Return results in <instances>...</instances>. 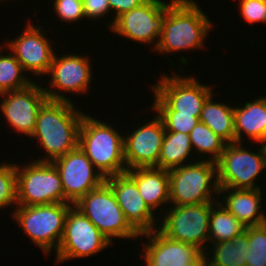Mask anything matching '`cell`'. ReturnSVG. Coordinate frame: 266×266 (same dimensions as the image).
Here are the masks:
<instances>
[{
  "instance_id": "28",
  "label": "cell",
  "mask_w": 266,
  "mask_h": 266,
  "mask_svg": "<svg viewBox=\"0 0 266 266\" xmlns=\"http://www.w3.org/2000/svg\"><path fill=\"white\" fill-rule=\"evenodd\" d=\"M23 71V67L13 54H0V94L20 90L33 83L34 81H30L31 78L22 74Z\"/></svg>"
},
{
  "instance_id": "29",
  "label": "cell",
  "mask_w": 266,
  "mask_h": 266,
  "mask_svg": "<svg viewBox=\"0 0 266 266\" xmlns=\"http://www.w3.org/2000/svg\"><path fill=\"white\" fill-rule=\"evenodd\" d=\"M247 266H266V223L248 227Z\"/></svg>"
},
{
  "instance_id": "31",
  "label": "cell",
  "mask_w": 266,
  "mask_h": 266,
  "mask_svg": "<svg viewBox=\"0 0 266 266\" xmlns=\"http://www.w3.org/2000/svg\"><path fill=\"white\" fill-rule=\"evenodd\" d=\"M165 131L188 134L200 121V114H178V111H156Z\"/></svg>"
},
{
  "instance_id": "23",
  "label": "cell",
  "mask_w": 266,
  "mask_h": 266,
  "mask_svg": "<svg viewBox=\"0 0 266 266\" xmlns=\"http://www.w3.org/2000/svg\"><path fill=\"white\" fill-rule=\"evenodd\" d=\"M213 93L204 102L199 120L227 144L235 143L234 107L212 101Z\"/></svg>"
},
{
  "instance_id": "16",
  "label": "cell",
  "mask_w": 266,
  "mask_h": 266,
  "mask_svg": "<svg viewBox=\"0 0 266 266\" xmlns=\"http://www.w3.org/2000/svg\"><path fill=\"white\" fill-rule=\"evenodd\" d=\"M146 123L132 131L131 135L124 136V157L127 170L157 168L165 128L158 115L151 122Z\"/></svg>"
},
{
  "instance_id": "18",
  "label": "cell",
  "mask_w": 266,
  "mask_h": 266,
  "mask_svg": "<svg viewBox=\"0 0 266 266\" xmlns=\"http://www.w3.org/2000/svg\"><path fill=\"white\" fill-rule=\"evenodd\" d=\"M105 182L113 190L127 221L139 234L158 229L154 212L145 203L135 181L127 173L107 177Z\"/></svg>"
},
{
  "instance_id": "25",
  "label": "cell",
  "mask_w": 266,
  "mask_h": 266,
  "mask_svg": "<svg viewBox=\"0 0 266 266\" xmlns=\"http://www.w3.org/2000/svg\"><path fill=\"white\" fill-rule=\"evenodd\" d=\"M192 149L188 134L165 131L157 168L171 170L185 165Z\"/></svg>"
},
{
  "instance_id": "5",
  "label": "cell",
  "mask_w": 266,
  "mask_h": 266,
  "mask_svg": "<svg viewBox=\"0 0 266 266\" xmlns=\"http://www.w3.org/2000/svg\"><path fill=\"white\" fill-rule=\"evenodd\" d=\"M72 206L71 203L18 205L12 216L30 240L47 255L52 249L57 251L64 233L67 213Z\"/></svg>"
},
{
  "instance_id": "35",
  "label": "cell",
  "mask_w": 266,
  "mask_h": 266,
  "mask_svg": "<svg viewBox=\"0 0 266 266\" xmlns=\"http://www.w3.org/2000/svg\"><path fill=\"white\" fill-rule=\"evenodd\" d=\"M110 10L113 12L116 11L115 17L112 20V23H110V28L114 23V20L120 16L121 14L130 11L131 9H134L135 7L140 6L143 4L146 0H108Z\"/></svg>"
},
{
  "instance_id": "6",
  "label": "cell",
  "mask_w": 266,
  "mask_h": 266,
  "mask_svg": "<svg viewBox=\"0 0 266 266\" xmlns=\"http://www.w3.org/2000/svg\"><path fill=\"white\" fill-rule=\"evenodd\" d=\"M111 242L112 238H135L140 234L129 224L111 187L104 182L74 205Z\"/></svg>"
},
{
  "instance_id": "20",
  "label": "cell",
  "mask_w": 266,
  "mask_h": 266,
  "mask_svg": "<svg viewBox=\"0 0 266 266\" xmlns=\"http://www.w3.org/2000/svg\"><path fill=\"white\" fill-rule=\"evenodd\" d=\"M261 189L219 188V195H227L220 203L246 227L265 224L266 215L260 208Z\"/></svg>"
},
{
  "instance_id": "24",
  "label": "cell",
  "mask_w": 266,
  "mask_h": 266,
  "mask_svg": "<svg viewBox=\"0 0 266 266\" xmlns=\"http://www.w3.org/2000/svg\"><path fill=\"white\" fill-rule=\"evenodd\" d=\"M212 245V257L207 252L204 253L208 266H247L248 227L232 240L212 242Z\"/></svg>"
},
{
  "instance_id": "9",
  "label": "cell",
  "mask_w": 266,
  "mask_h": 266,
  "mask_svg": "<svg viewBox=\"0 0 266 266\" xmlns=\"http://www.w3.org/2000/svg\"><path fill=\"white\" fill-rule=\"evenodd\" d=\"M216 202L168 207L158 230L166 237L187 243L205 253L209 242V217ZM171 209V210H170ZM204 245V246H202Z\"/></svg>"
},
{
  "instance_id": "12",
  "label": "cell",
  "mask_w": 266,
  "mask_h": 266,
  "mask_svg": "<svg viewBox=\"0 0 266 266\" xmlns=\"http://www.w3.org/2000/svg\"><path fill=\"white\" fill-rule=\"evenodd\" d=\"M168 2L146 0L143 4L118 16L111 26L112 32L134 42L153 44L156 48L167 15ZM158 39V40H157Z\"/></svg>"
},
{
  "instance_id": "7",
  "label": "cell",
  "mask_w": 266,
  "mask_h": 266,
  "mask_svg": "<svg viewBox=\"0 0 266 266\" xmlns=\"http://www.w3.org/2000/svg\"><path fill=\"white\" fill-rule=\"evenodd\" d=\"M17 171V205L34 206L54 203H68L64 197L62 181L52 162H40L34 159L31 164Z\"/></svg>"
},
{
  "instance_id": "33",
  "label": "cell",
  "mask_w": 266,
  "mask_h": 266,
  "mask_svg": "<svg viewBox=\"0 0 266 266\" xmlns=\"http://www.w3.org/2000/svg\"><path fill=\"white\" fill-rule=\"evenodd\" d=\"M239 9L247 23H266V0H241Z\"/></svg>"
},
{
  "instance_id": "1",
  "label": "cell",
  "mask_w": 266,
  "mask_h": 266,
  "mask_svg": "<svg viewBox=\"0 0 266 266\" xmlns=\"http://www.w3.org/2000/svg\"><path fill=\"white\" fill-rule=\"evenodd\" d=\"M75 108L73 102L53 100L41 106L31 138L38 139L48 155L36 161L52 162L78 146L85 113Z\"/></svg>"
},
{
  "instance_id": "10",
  "label": "cell",
  "mask_w": 266,
  "mask_h": 266,
  "mask_svg": "<svg viewBox=\"0 0 266 266\" xmlns=\"http://www.w3.org/2000/svg\"><path fill=\"white\" fill-rule=\"evenodd\" d=\"M244 149L241 143L225 146L217 163L219 188L259 189L257 177L266 168L260 147L255 153ZM255 181V182H254Z\"/></svg>"
},
{
  "instance_id": "17",
  "label": "cell",
  "mask_w": 266,
  "mask_h": 266,
  "mask_svg": "<svg viewBox=\"0 0 266 266\" xmlns=\"http://www.w3.org/2000/svg\"><path fill=\"white\" fill-rule=\"evenodd\" d=\"M26 24L21 35L8 41V47L25 71L36 76L48 75L55 52L43 34V27Z\"/></svg>"
},
{
  "instance_id": "32",
  "label": "cell",
  "mask_w": 266,
  "mask_h": 266,
  "mask_svg": "<svg viewBox=\"0 0 266 266\" xmlns=\"http://www.w3.org/2000/svg\"><path fill=\"white\" fill-rule=\"evenodd\" d=\"M54 13L64 22H77L85 18L83 0H54Z\"/></svg>"
},
{
  "instance_id": "8",
  "label": "cell",
  "mask_w": 266,
  "mask_h": 266,
  "mask_svg": "<svg viewBox=\"0 0 266 266\" xmlns=\"http://www.w3.org/2000/svg\"><path fill=\"white\" fill-rule=\"evenodd\" d=\"M153 85L155 111H178V114H201L204 102L212 94L211 87L192 76L166 74Z\"/></svg>"
},
{
  "instance_id": "36",
  "label": "cell",
  "mask_w": 266,
  "mask_h": 266,
  "mask_svg": "<svg viewBox=\"0 0 266 266\" xmlns=\"http://www.w3.org/2000/svg\"><path fill=\"white\" fill-rule=\"evenodd\" d=\"M206 265V260L204 253L193 263L185 264V266H205Z\"/></svg>"
},
{
  "instance_id": "37",
  "label": "cell",
  "mask_w": 266,
  "mask_h": 266,
  "mask_svg": "<svg viewBox=\"0 0 266 266\" xmlns=\"http://www.w3.org/2000/svg\"><path fill=\"white\" fill-rule=\"evenodd\" d=\"M259 143L261 144L260 149H261L262 156L264 158L265 166H266V138H264L263 140L259 141Z\"/></svg>"
},
{
  "instance_id": "2",
  "label": "cell",
  "mask_w": 266,
  "mask_h": 266,
  "mask_svg": "<svg viewBox=\"0 0 266 266\" xmlns=\"http://www.w3.org/2000/svg\"><path fill=\"white\" fill-rule=\"evenodd\" d=\"M208 18L193 0H171L155 50L170 54L202 48L213 26Z\"/></svg>"
},
{
  "instance_id": "13",
  "label": "cell",
  "mask_w": 266,
  "mask_h": 266,
  "mask_svg": "<svg viewBox=\"0 0 266 266\" xmlns=\"http://www.w3.org/2000/svg\"><path fill=\"white\" fill-rule=\"evenodd\" d=\"M52 163L59 172L65 200L73 205L105 182L104 176L94 169L95 166L79 145Z\"/></svg>"
},
{
  "instance_id": "30",
  "label": "cell",
  "mask_w": 266,
  "mask_h": 266,
  "mask_svg": "<svg viewBox=\"0 0 266 266\" xmlns=\"http://www.w3.org/2000/svg\"><path fill=\"white\" fill-rule=\"evenodd\" d=\"M12 204L17 206L16 164L0 163V210Z\"/></svg>"
},
{
  "instance_id": "22",
  "label": "cell",
  "mask_w": 266,
  "mask_h": 266,
  "mask_svg": "<svg viewBox=\"0 0 266 266\" xmlns=\"http://www.w3.org/2000/svg\"><path fill=\"white\" fill-rule=\"evenodd\" d=\"M235 142H242L243 132L252 141L266 138V97L245 103L234 108Z\"/></svg>"
},
{
  "instance_id": "27",
  "label": "cell",
  "mask_w": 266,
  "mask_h": 266,
  "mask_svg": "<svg viewBox=\"0 0 266 266\" xmlns=\"http://www.w3.org/2000/svg\"><path fill=\"white\" fill-rule=\"evenodd\" d=\"M193 149H196L198 155L210 154L208 160L217 162L227 143L217 136L207 125L198 122L189 133ZM201 153V154H200ZM204 153V154H203Z\"/></svg>"
},
{
  "instance_id": "26",
  "label": "cell",
  "mask_w": 266,
  "mask_h": 266,
  "mask_svg": "<svg viewBox=\"0 0 266 266\" xmlns=\"http://www.w3.org/2000/svg\"><path fill=\"white\" fill-rule=\"evenodd\" d=\"M245 230L246 226L231 214L220 201L211 208L209 217V242L232 240Z\"/></svg>"
},
{
  "instance_id": "11",
  "label": "cell",
  "mask_w": 266,
  "mask_h": 266,
  "mask_svg": "<svg viewBox=\"0 0 266 266\" xmlns=\"http://www.w3.org/2000/svg\"><path fill=\"white\" fill-rule=\"evenodd\" d=\"M112 242L78 209L72 206L65 220L64 233L56 251L57 262L97 254Z\"/></svg>"
},
{
  "instance_id": "14",
  "label": "cell",
  "mask_w": 266,
  "mask_h": 266,
  "mask_svg": "<svg viewBox=\"0 0 266 266\" xmlns=\"http://www.w3.org/2000/svg\"><path fill=\"white\" fill-rule=\"evenodd\" d=\"M87 57L79 56V54H66V56L59 57L58 55L56 56V53L54 54L48 72L51 76L49 78L51 79L49 82L51 89L43 88L48 100L71 102L69 98L57 92V90L66 92V94L68 92L84 94L88 91L91 86L92 70Z\"/></svg>"
},
{
  "instance_id": "34",
  "label": "cell",
  "mask_w": 266,
  "mask_h": 266,
  "mask_svg": "<svg viewBox=\"0 0 266 266\" xmlns=\"http://www.w3.org/2000/svg\"><path fill=\"white\" fill-rule=\"evenodd\" d=\"M85 18H101L110 13L108 0H83Z\"/></svg>"
},
{
  "instance_id": "19",
  "label": "cell",
  "mask_w": 266,
  "mask_h": 266,
  "mask_svg": "<svg viewBox=\"0 0 266 266\" xmlns=\"http://www.w3.org/2000/svg\"><path fill=\"white\" fill-rule=\"evenodd\" d=\"M140 236L148 238L141 255L145 266H185L193 263L203 254L196 246L172 240L158 229Z\"/></svg>"
},
{
  "instance_id": "3",
  "label": "cell",
  "mask_w": 266,
  "mask_h": 266,
  "mask_svg": "<svg viewBox=\"0 0 266 266\" xmlns=\"http://www.w3.org/2000/svg\"><path fill=\"white\" fill-rule=\"evenodd\" d=\"M121 135L111 125L84 114L78 145L104 178L126 173L124 136Z\"/></svg>"
},
{
  "instance_id": "21",
  "label": "cell",
  "mask_w": 266,
  "mask_h": 266,
  "mask_svg": "<svg viewBox=\"0 0 266 266\" xmlns=\"http://www.w3.org/2000/svg\"><path fill=\"white\" fill-rule=\"evenodd\" d=\"M126 173L135 181L139 194L152 211L170 203L168 170L147 167L128 169Z\"/></svg>"
},
{
  "instance_id": "4",
  "label": "cell",
  "mask_w": 266,
  "mask_h": 266,
  "mask_svg": "<svg viewBox=\"0 0 266 266\" xmlns=\"http://www.w3.org/2000/svg\"><path fill=\"white\" fill-rule=\"evenodd\" d=\"M198 160L189 164L186 161L185 165L168 170L171 205L217 202L214 196L219 194L217 163L206 157Z\"/></svg>"
},
{
  "instance_id": "15",
  "label": "cell",
  "mask_w": 266,
  "mask_h": 266,
  "mask_svg": "<svg viewBox=\"0 0 266 266\" xmlns=\"http://www.w3.org/2000/svg\"><path fill=\"white\" fill-rule=\"evenodd\" d=\"M3 98L0 111L17 133L32 136L37 114L41 106L48 100L44 89L31 83L29 86L0 94Z\"/></svg>"
}]
</instances>
